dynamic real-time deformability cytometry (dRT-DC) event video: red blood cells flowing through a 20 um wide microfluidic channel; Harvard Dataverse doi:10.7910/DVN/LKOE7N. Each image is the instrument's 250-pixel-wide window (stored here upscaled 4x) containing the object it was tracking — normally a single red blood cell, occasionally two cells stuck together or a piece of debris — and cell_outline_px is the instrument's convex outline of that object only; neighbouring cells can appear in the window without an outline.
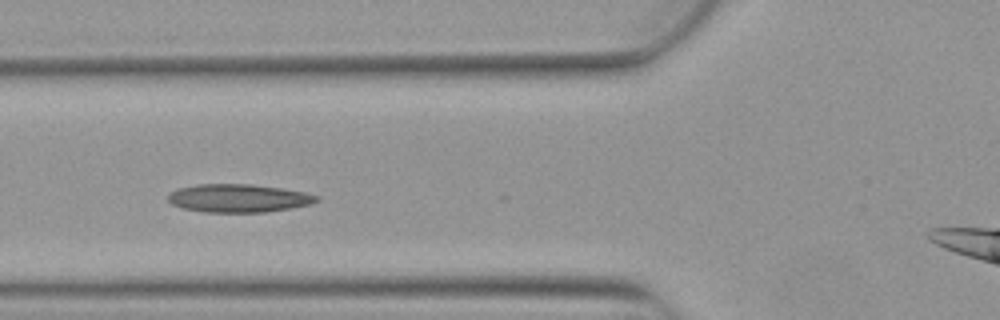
{"species": "Egyptian fruit bat (a non-hibernating species)", "species_latin": "Rousettus aegyptiacus", "temperature_condition": "warm", "stored_images_in_passage": 7, "camera_frame_rate_fps": 3000, "um_per_image_px": 0.085, "animal": {"sex": "female"}, "frame": {"image": 1, "passage_image": 5, "time_ms": 1.333, "image_size_px": [1000, 320], "cell_outline_px": [[320, 200], [312, 204], [292, 208], [264, 212], [204, 212], [184, 208], [172, 204], [168, 200], [168, 196], [172, 192], [180, 188], [196, 184], [252, 184], [280, 188], [304, 192], [320, 196]], "centroid_in_image_um": [20.32, 16.85], "position_along_channel_um": 105.5, "area_um2": 24.33}}
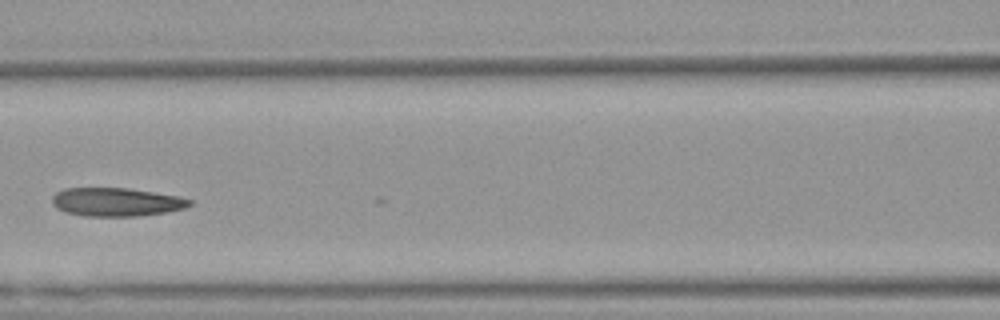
{"frame": {"image": 2, "passage_image": 6, "time_ms": 1.667, "image_size_px": [1000, 320], "cell_outline_px": [[192, 204], [184, 208], [164, 212], [136, 216], [84, 216], [64, 212], [56, 208], [52, 204], [52, 196], [56, 192], [64, 188], [128, 188], [180, 196], [192, 200]], "centroid_in_image_um": [9.85, 17.16], "position_along_channel_um": 156.7, "area_um2": 22.89}}